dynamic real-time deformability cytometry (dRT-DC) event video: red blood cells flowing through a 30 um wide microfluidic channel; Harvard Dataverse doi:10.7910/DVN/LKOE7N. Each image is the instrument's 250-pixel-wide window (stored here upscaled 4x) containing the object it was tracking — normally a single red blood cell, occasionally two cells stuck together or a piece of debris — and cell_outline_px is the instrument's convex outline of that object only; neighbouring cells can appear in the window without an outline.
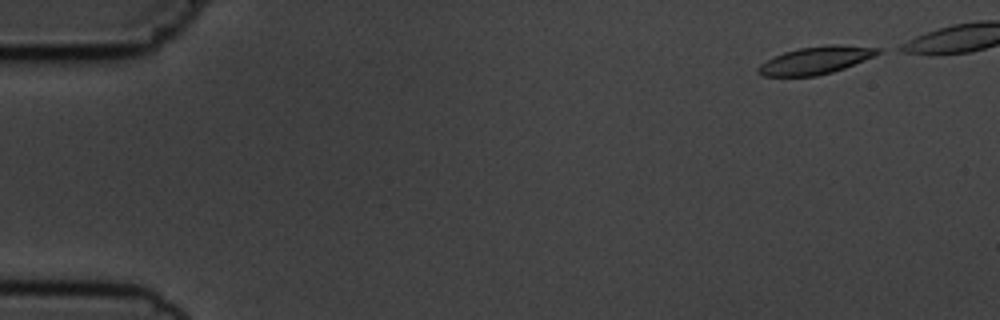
{"species": "common noctule bat (a hibernating species)", "species_latin": "Nyctalus noctula", "temperature_condition": "cold", "stored_images_in_passage": 5, "camera_frame_rate_fps": 3000, "um_per_image_px": 0.085, "animal": {"sex": "male", "body_mass_g": 19.5, "forearm_length_mm": 54.6}, "frame": {"image": 1, "passage_image": 1, "time_ms": 0.0, "image_size_px": [1000, 320], "cell_outline_px": [[884, 52], [844, 68], [832, 72], [816, 76], [764, 76], [756, 72], [756, 68], [760, 64], [784, 52], [800, 48], [828, 44], [832, 44], [884, 48]], "centroid_in_image_um": [69.37, 5.12], "position_along_channel_um": 15.6, "area_um2": 19.19}}